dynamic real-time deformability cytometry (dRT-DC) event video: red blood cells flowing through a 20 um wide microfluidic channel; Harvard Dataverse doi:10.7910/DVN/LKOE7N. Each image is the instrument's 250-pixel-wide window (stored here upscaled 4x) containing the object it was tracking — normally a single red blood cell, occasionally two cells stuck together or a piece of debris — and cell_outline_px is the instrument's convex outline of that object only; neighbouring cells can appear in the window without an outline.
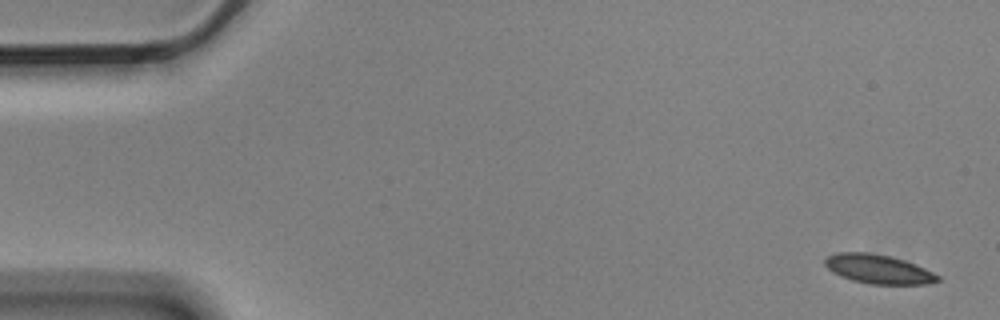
{"species": "Egyptian fruit bat (a non-hibernating species)", "species_latin": "Rousettus aegyptiacus", "temperature_condition": "cold", "stored_images_in_passage": 5, "camera_frame_rate_fps": 3000, "um_per_image_px": 0.085, "animal": {"sex": "male"}, "frame": {"image": 1, "passage_image": 1, "time_ms": 0.0, "image_size_px": [1000, 320], "cell_outline_px": [[940, 280], [924, 284], [872, 284], [852, 280], [840, 276], [832, 272], [824, 264], [824, 260], [828, 256], [836, 252], [868, 252], [888, 256], [904, 260], [916, 264], [940, 276]], "centroid_in_image_um": [74.63, 22.87], "position_along_channel_um": 10.4, "area_um2": 19.02}}
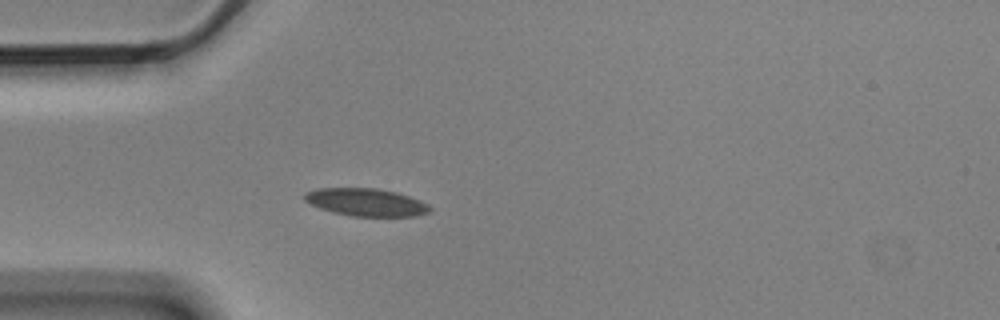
{"frame": {"image": 2, "passage_image": 5, "time_ms": 1.333, "image_size_px": [1000, 320], "cell_outline_px": [[432, 208], [428, 212], [412, 216], [352, 216], [332, 212], [320, 208], [304, 200], [304, 192], [316, 188], [376, 188], [396, 192], [420, 200], [428, 204]], "centroid_in_image_um": [31.09, 17.18], "position_along_channel_um": 53.9, "area_um2": 20.11}}